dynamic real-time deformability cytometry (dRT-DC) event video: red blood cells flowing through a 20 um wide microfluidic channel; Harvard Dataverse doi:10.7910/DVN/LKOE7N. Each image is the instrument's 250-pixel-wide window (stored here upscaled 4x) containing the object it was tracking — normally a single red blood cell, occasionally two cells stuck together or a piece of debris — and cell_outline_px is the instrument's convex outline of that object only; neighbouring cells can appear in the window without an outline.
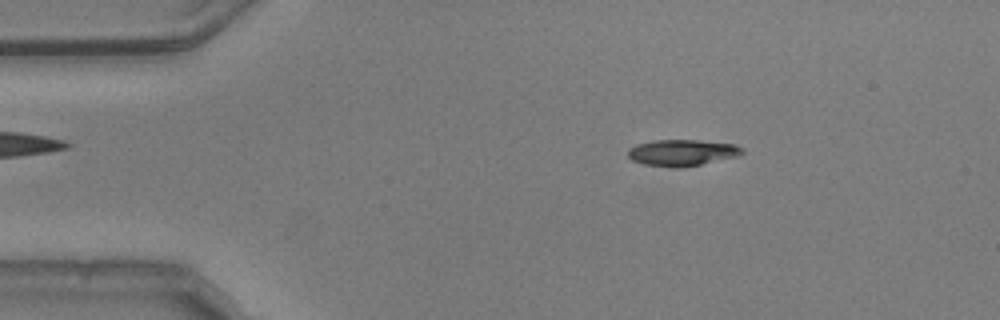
{"species": "common noctule bat (a hibernating species)", "species_latin": "Nyctalus noctula", "temperature_condition": "warm", "stored_images_in_passage": 53, "camera_frame_rate_fps": 3000, "um_per_image_px": 0.085, "animal": {"sex": "male", "body_mass_g": 20.5, "forearm_length_mm": 52.5}, "frame": {"image": 1, "passage_image": 8, "time_ms": 2.333, "image_size_px": [1000, 320], "cell_outline_px": [[744, 152], [736, 156], [684, 168], [672, 168], [644, 164], [632, 160], [628, 156], [628, 148], [636, 144], [652, 140], [700, 140], [736, 144], [744, 148]], "centroid_in_image_um": [57.96, 12.97], "position_along_channel_um": 27.0, "area_um2": 17.74}}
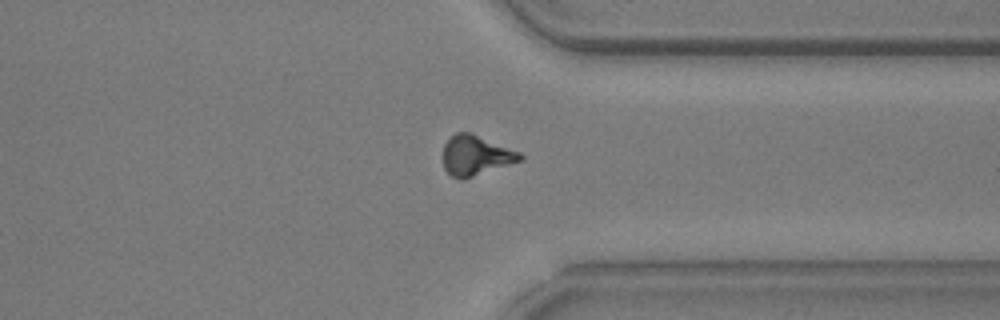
{"frame": {"image": 2, "passage_image": 40, "time_ms": 13.0, "image_size_px": [1000, 320], "cell_outline_px": [[524, 160], [460, 180], [452, 176], [444, 168], [444, 144], [456, 132], [468, 132], [520, 152], [524, 156]], "centroid_in_image_um": [40.46, 13.22], "position_along_channel_um": 370.9, "area_um2": 17.63}}
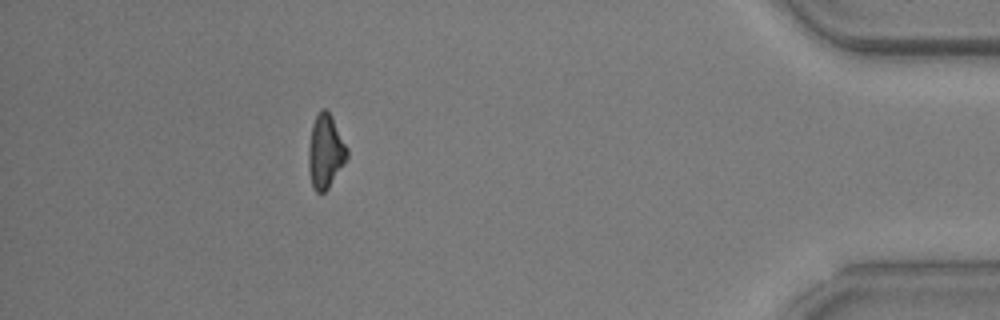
{"frame": {"image": 3, "passage_image": 47, "time_ms": 15.333, "image_size_px": [1000, 320], "cell_outline_px": [[348, 156], [344, 164], [328, 188], [324, 192], [316, 192], [312, 188], [308, 168], [308, 148], [312, 124], [320, 108], [324, 108], [332, 116], [348, 148]], "centroid_in_image_um": [27.65, 12.87], "position_along_channel_um": 407.5, "area_um2": 16.7}, "authors_computed_cell_mechanics": {"area_um2": 17.6868, "velocity_mm_per_s": 3.7825, "shape_relaxation_time_tau1_ms": 7.4077, "shape_relaxation_time_tau2_ms": 10.0051, "deformation_change_tau1": 0.2307, "deformation_change_tau2": 0.2226}}